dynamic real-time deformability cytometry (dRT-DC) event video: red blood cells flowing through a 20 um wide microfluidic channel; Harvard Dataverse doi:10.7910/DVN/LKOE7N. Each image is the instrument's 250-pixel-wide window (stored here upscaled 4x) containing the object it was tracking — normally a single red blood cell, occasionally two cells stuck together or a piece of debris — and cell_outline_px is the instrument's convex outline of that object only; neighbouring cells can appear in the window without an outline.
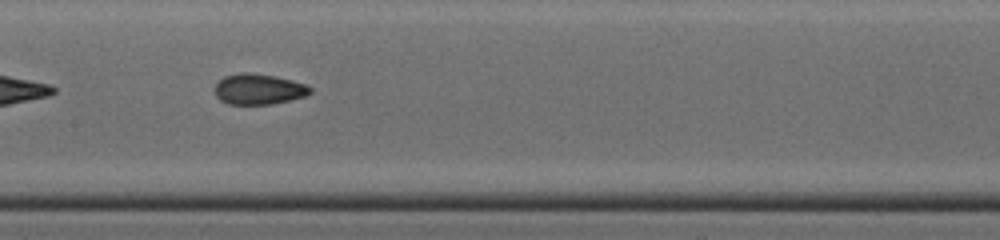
{"species": "common noctule bat (a hibernating species)", "species_latin": "Nyctalus noctula", "temperature_condition": "cold", "stored_images_in_passage": 34, "camera_frame_rate_fps": 3000, "um_per_image_px": 0.085, "animal": {"sex": "male", "body_mass_g": 19.0, "forearm_length_mm": 50.8}, "frame": {"image": 1, "passage_image": 10, "time_ms": 3.0, "image_size_px": [1000, 240], "cell_outline_px": [[312, 92], [304, 96], [272, 104], [228, 104], [220, 100], [216, 96], [216, 84], [224, 76], [240, 72], [252, 72], [276, 76], [292, 80], [304, 84], [312, 88]], "centroid_in_image_um": [21.98, 7.56], "position_along_channel_um": 185.4, "area_um2": 16.99}, "authors_computed_cell_mechanics": {"area_um2": 16.9932, "velocity_mm_per_s": 4.3941, "shape_relaxation_time_tau1_ms": null, "shape_relaxation_time_tau2_ms": 1.5737, "deformation_change_tau1": null, "deformation_change_tau2": 0.0689}}